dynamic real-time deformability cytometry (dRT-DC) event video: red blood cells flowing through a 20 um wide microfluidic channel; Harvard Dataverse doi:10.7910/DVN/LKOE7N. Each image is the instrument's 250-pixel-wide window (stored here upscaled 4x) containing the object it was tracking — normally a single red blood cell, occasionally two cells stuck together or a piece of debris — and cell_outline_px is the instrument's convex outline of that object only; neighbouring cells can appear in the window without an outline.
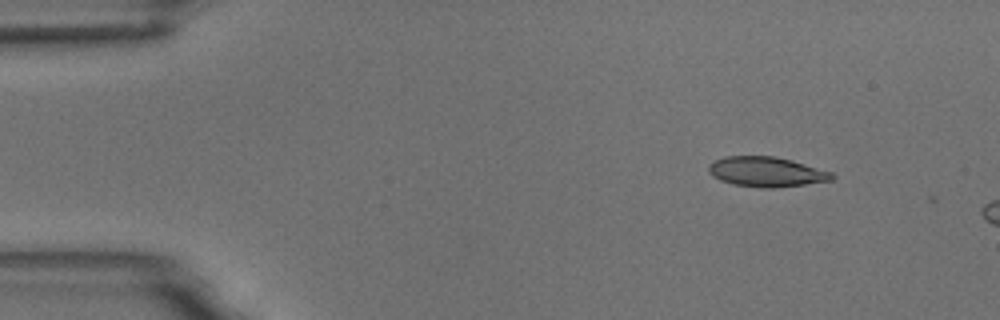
{"species": "common noctule bat (a hibernating species)", "species_latin": "Nyctalus noctula", "temperature_condition": "room temperature", "stored_images_in_passage": 2, "camera_frame_rate_fps": 3000, "um_per_image_px": 0.085, "animal": {"sex": "male", "body_mass_g": 18.8}, "frame": {"image": 1, "passage_image": 1, "time_ms": 0.0, "image_size_px": [1000, 320], "cell_outline_px": [[836, 176], [832, 180], [776, 188], [760, 188], [732, 184], [720, 180], [712, 176], [708, 172], [708, 164], [712, 160], [724, 156], [776, 156], [792, 160], [832, 172]], "centroid_in_image_um": [65.1, 14.6], "position_along_channel_um": 19.9, "area_um2": 21.79}}